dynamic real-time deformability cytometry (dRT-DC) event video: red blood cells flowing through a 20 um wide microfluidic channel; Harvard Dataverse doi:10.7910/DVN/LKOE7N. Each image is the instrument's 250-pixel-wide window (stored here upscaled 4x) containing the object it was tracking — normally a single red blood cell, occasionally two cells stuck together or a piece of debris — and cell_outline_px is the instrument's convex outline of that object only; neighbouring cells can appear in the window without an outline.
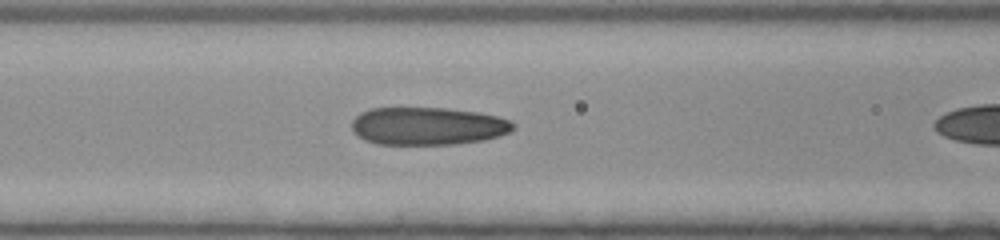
{"species": "human", "species_latin": "Homo sapiens", "temperature_condition": "room temperature", "stored_images_in_passage": 19, "camera_frame_rate_fps": 3000, "um_per_image_px": 0.085, "donor": {"sex": "female"}, "frame": {"image": 1, "passage_image": 18, "time_ms": 5.667, "image_size_px": [1000, 240], "cell_outline_px": [[516, 128], [500, 136], [484, 140], [452, 144], [376, 144], [364, 140], [356, 136], [352, 132], [352, 120], [360, 112], [368, 108], [448, 108], [476, 112], [496, 116], [512, 120], [516, 124]], "centroid_in_image_um": [36.34, 10.71], "position_along_channel_um": 130.3, "area_um2": 35.89}}